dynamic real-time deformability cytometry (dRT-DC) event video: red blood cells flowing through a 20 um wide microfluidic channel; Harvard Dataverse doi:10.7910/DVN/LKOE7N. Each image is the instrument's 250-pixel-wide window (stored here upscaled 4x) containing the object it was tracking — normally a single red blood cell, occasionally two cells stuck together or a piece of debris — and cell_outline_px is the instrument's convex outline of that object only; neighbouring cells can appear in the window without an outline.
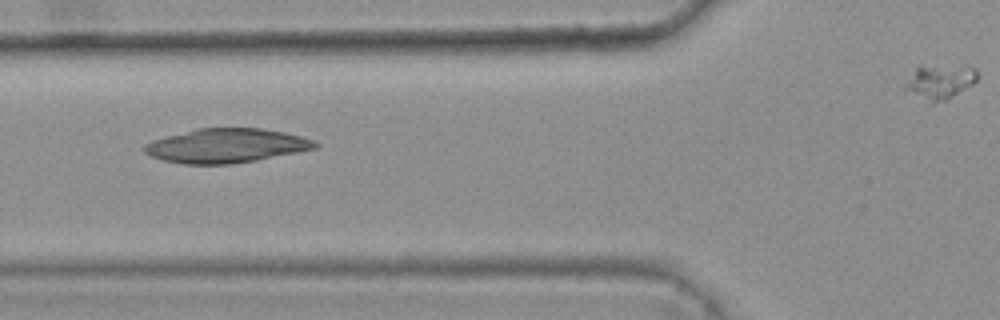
{"species": "common noctule bat (a hibernating species)", "species_latin": "Nyctalus noctula", "temperature_condition": "warm", "stored_images_in_passage": 7, "camera_frame_rate_fps": 3000, "um_per_image_px": 0.085, "animal": {"sex": "female", "body_mass_g": 25.1}, "frame": {"image": 1, "passage_image": 5, "time_ms": 1.333, "image_size_px": [1000, 320], "cell_outline_px": [[320, 144], [316, 148], [256, 160], [232, 164], [184, 164], [164, 160], [152, 156], [144, 152], [144, 144], [152, 140], [196, 128], [260, 128], [284, 132], [316, 140]], "centroid_in_image_um": [19.24, 12.38], "position_along_channel_um": 106.6, "area_um2": 33.87}}
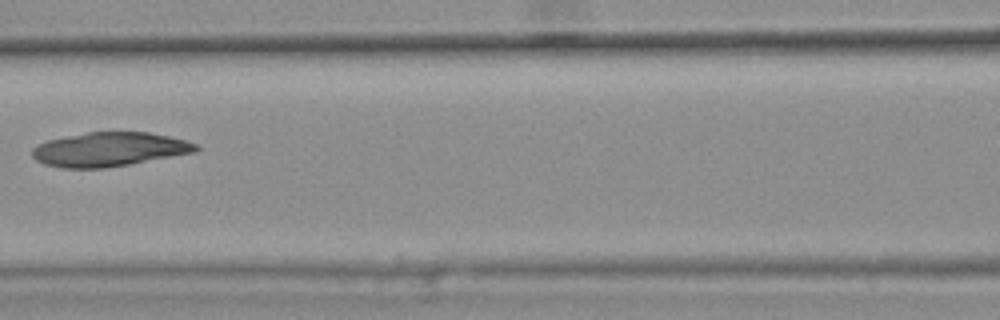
{"frame": {"image": 2, "passage_image": 6, "time_ms": 1.667, "image_size_px": [1000, 320], "cell_outline_px": [[200, 148], [196, 152], [128, 164], [104, 168], [64, 168], [44, 164], [36, 160], [32, 156], [32, 148], [48, 140], [88, 132], [148, 132], [168, 136], [184, 140], [196, 144]], "centroid_in_image_um": [9.29, 12.7], "position_along_channel_um": 157.3, "area_um2": 32.19}}